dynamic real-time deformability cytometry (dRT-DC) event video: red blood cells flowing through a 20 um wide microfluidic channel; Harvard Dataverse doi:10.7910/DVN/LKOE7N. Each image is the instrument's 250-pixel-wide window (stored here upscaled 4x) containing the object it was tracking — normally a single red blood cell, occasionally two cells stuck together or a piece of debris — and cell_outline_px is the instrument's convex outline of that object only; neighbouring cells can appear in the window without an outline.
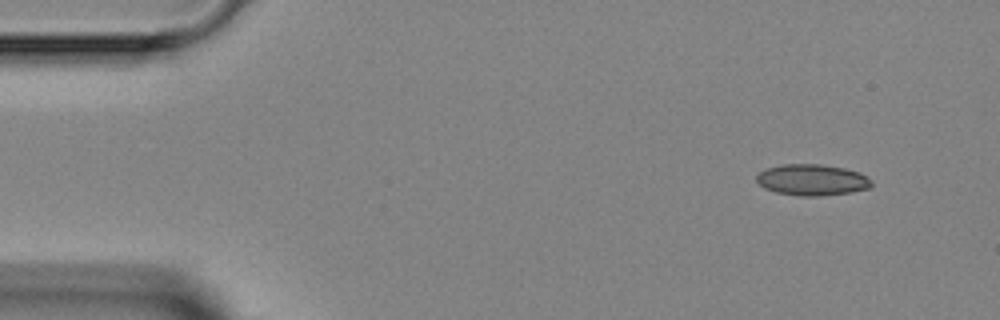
{"species": "Egyptian fruit bat (a non-hibernating species)", "species_latin": "Rousettus aegyptiacus", "temperature_condition": "room temperature", "stored_images_in_passage": 6, "camera_frame_rate_fps": 3000, "um_per_image_px": 0.085, "animal": {"sex": "female"}, "frame": {"image": 1, "passage_image": 1, "time_ms": 0.0, "image_size_px": [1000, 320], "cell_outline_px": [[872, 184], [868, 188], [852, 192], [820, 196], [800, 196], [776, 192], [764, 188], [756, 180], [756, 176], [760, 172], [768, 168], [780, 164], [820, 164], [844, 168], [860, 172], [872, 180]], "centroid_in_image_um": [69.03, 15.29], "position_along_channel_um": 16.0, "area_um2": 20.92}}
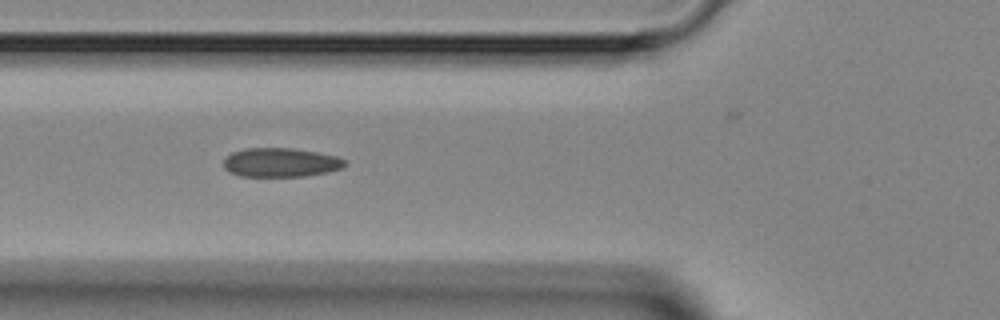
{"frame": {"image": 2, "passage_image": 5, "time_ms": 4.333, "image_size_px": [1000, 320], "cell_outline_px": [[348, 164], [340, 168], [328, 172], [304, 176], [240, 176], [228, 172], [224, 168], [224, 156], [232, 152], [244, 148], [292, 148], [316, 152], [336, 156], [348, 160]], "centroid_in_image_um": [23.84, 13.8], "position_along_channel_um": 102.0, "area_um2": 20.69}}
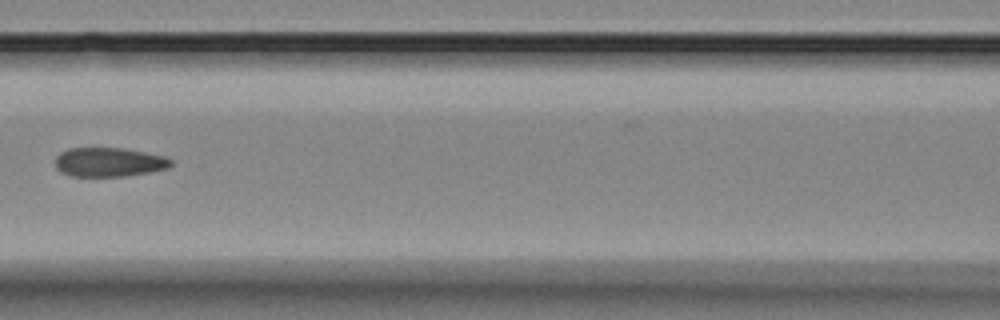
{"frame": {"image": 3, "passage_image": 6, "time_ms": 5.667, "image_size_px": [1000, 320], "cell_outline_px": [[172, 164], [168, 168], [148, 172], [124, 176], [72, 176], [60, 172], [56, 168], [56, 156], [60, 152], [68, 148], [124, 148], [164, 156], [172, 160]], "centroid_in_image_um": [9.24, 13.77], "position_along_channel_um": 157.4, "area_um2": 19.59}}